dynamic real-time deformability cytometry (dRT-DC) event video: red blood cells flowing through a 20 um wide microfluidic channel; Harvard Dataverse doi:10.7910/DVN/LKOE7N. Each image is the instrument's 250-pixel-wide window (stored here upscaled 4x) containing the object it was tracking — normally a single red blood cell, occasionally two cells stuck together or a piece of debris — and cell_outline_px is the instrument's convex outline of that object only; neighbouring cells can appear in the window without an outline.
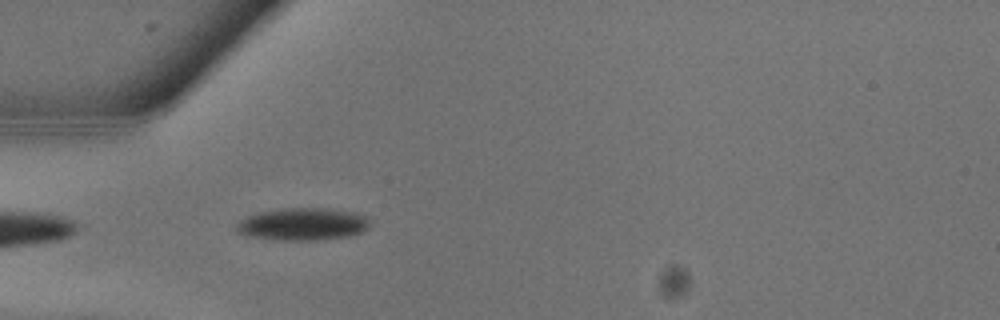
{"species": "common noctule bat (a hibernating species)", "species_latin": "Nyctalus noctula", "temperature_condition": "warm", "stored_images_in_passage": 1, "camera_frame_rate_fps": 3000, "um_per_image_px": 0.085, "animal": {"sex": "male", "body_mass_g": 13.3}, "frame": {"image": 1, "passage_image": 1, "time_ms": 0.0, "image_size_px": [1000, 320], "cell_outline_px": [[372, 224], [368, 228], [352, 236], [324, 240], [280, 240], [244, 236], [236, 232], [236, 224], [240, 220], [248, 216], [260, 212], [280, 208], [328, 208], [352, 212], [368, 216]], "centroid_in_image_um": [25.76, 19.06], "position_along_channel_um": 59.2, "area_um2": 25.66}}